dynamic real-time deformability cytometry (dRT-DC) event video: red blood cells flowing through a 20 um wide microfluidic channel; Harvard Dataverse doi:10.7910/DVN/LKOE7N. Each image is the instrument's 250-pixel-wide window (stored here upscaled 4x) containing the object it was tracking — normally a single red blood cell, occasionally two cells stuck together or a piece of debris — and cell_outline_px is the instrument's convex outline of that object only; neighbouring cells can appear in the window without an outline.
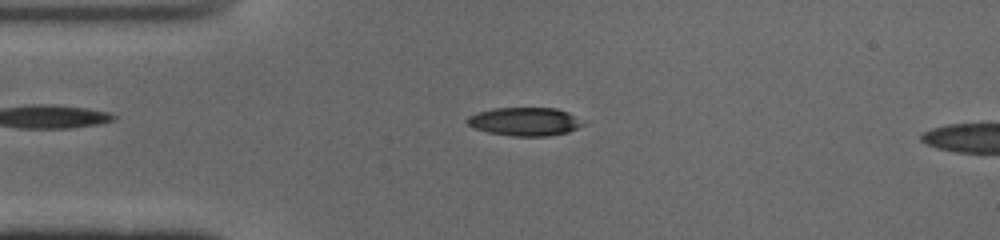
{"species": "common noctule bat (a hibernating species)", "species_latin": "Nyctalus noctula", "temperature_condition": "cold", "stored_images_in_passage": 5, "camera_frame_rate_fps": 3000, "um_per_image_px": 0.085, "animal": {"sex": "male", "body_mass_g": 19.0, "forearm_length_mm": 50.8}, "frame": {"image": 1, "passage_image": 2, "time_ms": 0.333, "image_size_px": [1000, 240], "cell_outline_px": [[584, 124], [568, 132], [548, 136], [512, 136], [488, 132], [472, 128], [464, 120], [468, 116], [492, 108], [556, 108], [568, 112]], "centroid_in_image_um": [44.54, 10.34], "position_along_channel_um": 40.5, "area_um2": 19.02}}